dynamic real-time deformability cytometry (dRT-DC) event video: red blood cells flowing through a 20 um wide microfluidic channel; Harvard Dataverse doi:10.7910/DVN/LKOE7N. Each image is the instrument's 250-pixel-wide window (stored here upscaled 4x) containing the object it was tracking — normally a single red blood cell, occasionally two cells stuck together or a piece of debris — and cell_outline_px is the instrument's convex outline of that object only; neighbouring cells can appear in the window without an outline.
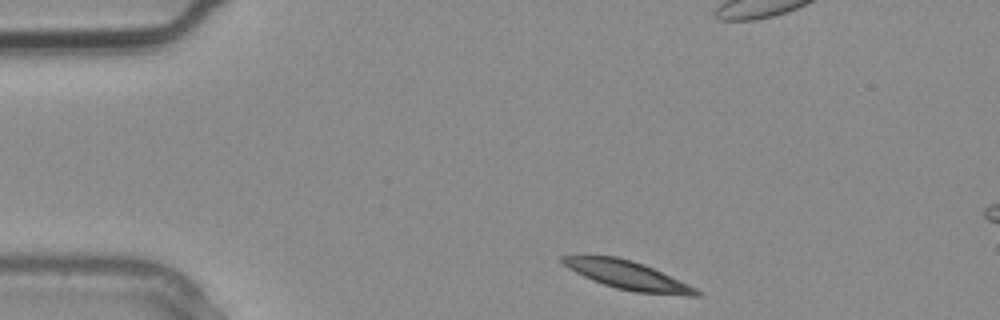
{"species": "common noctule bat (a hibernating species)", "species_latin": "Nyctalus noctula", "temperature_condition": "warm", "stored_images_in_passage": 2, "camera_frame_rate_fps": 3000, "um_per_image_px": 0.085, "animal": {"sex": "male", "body_mass_g": 20.4}, "frame": {"image": 1, "passage_image": 1, "time_ms": 0.0, "image_size_px": [1000, 320], "cell_outline_px": [[700, 296], [684, 296], [636, 292], [616, 288], [592, 280], [568, 268], [560, 260], [560, 256], [616, 256], [632, 260], [644, 264], [688, 284], [696, 288], [700, 292]], "centroid_in_image_um": [53.38, 23.4], "position_along_channel_um": 31.6, "area_um2": 21.96}}